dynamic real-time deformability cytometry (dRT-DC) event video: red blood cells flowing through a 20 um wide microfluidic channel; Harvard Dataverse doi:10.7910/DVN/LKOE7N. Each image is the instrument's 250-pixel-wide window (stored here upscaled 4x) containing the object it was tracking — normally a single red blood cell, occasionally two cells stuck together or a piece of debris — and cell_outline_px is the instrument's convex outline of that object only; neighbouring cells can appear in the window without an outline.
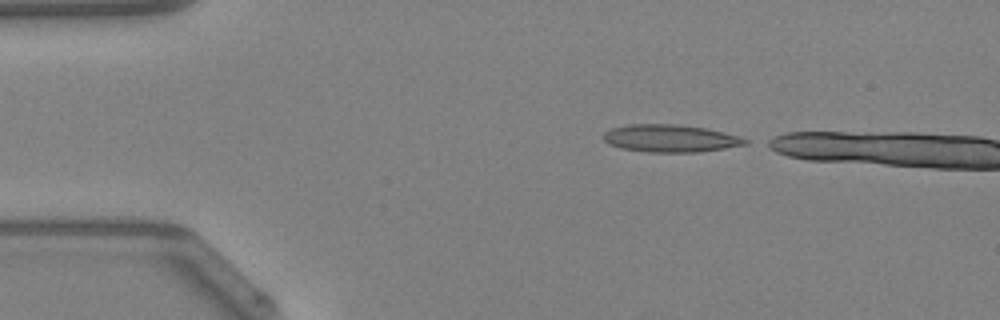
{"species": "Egyptian fruit bat (a non-hibernating species)", "species_latin": "Rousettus aegyptiacus", "temperature_condition": "warm", "stored_images_in_passage": 4, "camera_frame_rate_fps": 3000, "um_per_image_px": 0.085, "animal": {"sex": "female"}, "frame": {"image": 1, "passage_image": 1, "time_ms": 0.0, "image_size_px": [1000, 320], "cell_outline_px": [[748, 144], [724, 148], [696, 152], [648, 152], [620, 148], [608, 144], [604, 140], [604, 132], [612, 128], [628, 124], [676, 124], [704, 128], [724, 132], [740, 136], [748, 140]], "centroid_in_image_um": [56.96, 11.76], "position_along_channel_um": 28.0, "area_um2": 22.66}}